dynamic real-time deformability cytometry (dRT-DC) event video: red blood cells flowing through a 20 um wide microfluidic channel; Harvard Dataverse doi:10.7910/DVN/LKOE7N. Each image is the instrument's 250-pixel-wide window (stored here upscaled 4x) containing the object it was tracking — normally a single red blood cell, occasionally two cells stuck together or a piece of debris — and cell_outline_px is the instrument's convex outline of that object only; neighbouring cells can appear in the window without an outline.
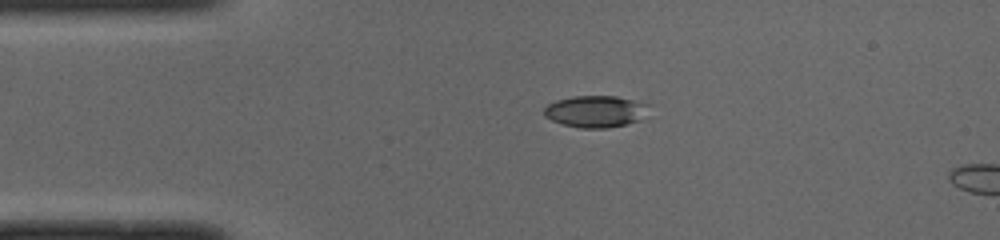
{"species": "common noctule bat (a hibernating species)", "species_latin": "Nyctalus noctula", "temperature_condition": "cold", "stored_images_in_passage": 12, "camera_frame_rate_fps": 3000, "um_per_image_px": 0.085, "animal": {"sex": "male", "body_mass_g": 19.0, "forearm_length_mm": 50.8}, "frame": {"image": 1, "passage_image": 9, "time_ms": 2.667, "image_size_px": [1000, 240], "cell_outline_px": [[652, 104], [640, 120], [628, 124], [608, 128], [580, 128], [564, 124], [552, 120], [544, 116], [544, 108], [548, 104], [556, 100], [572, 96], [616, 96]], "centroid_in_image_um": [50.65, 9.47], "position_along_channel_um": 34.3, "area_um2": 19.54}}